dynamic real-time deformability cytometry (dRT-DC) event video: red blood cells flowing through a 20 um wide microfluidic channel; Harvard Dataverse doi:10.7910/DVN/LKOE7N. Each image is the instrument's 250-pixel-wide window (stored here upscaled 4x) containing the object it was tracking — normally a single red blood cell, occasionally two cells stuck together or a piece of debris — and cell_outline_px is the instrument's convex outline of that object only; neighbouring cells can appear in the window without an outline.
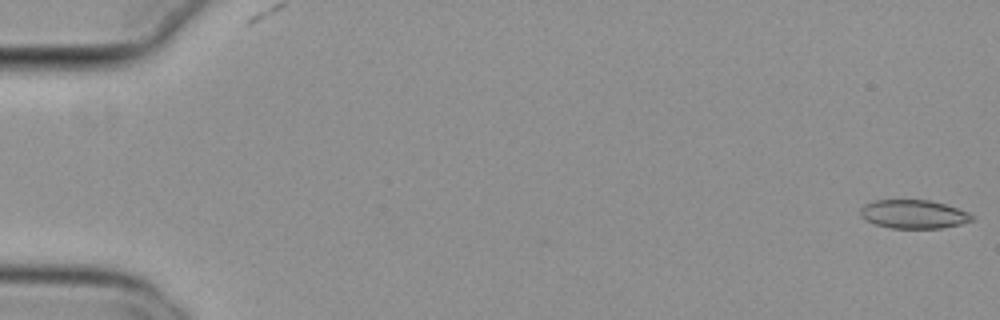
{"species": "common noctule bat (a hibernating species)", "species_latin": "Nyctalus noctula", "temperature_condition": "cold", "stored_images_in_passage": 55, "camera_frame_rate_fps": 3000, "um_per_image_px": 0.085, "animal": {"sex": "female", "body_mass_g": 29.2, "forearm_length_mm": 56.3}, "frame": {"image": 1, "passage_image": 1, "time_ms": 0.0, "image_size_px": [1000, 320], "cell_outline_px": [[976, 220], [960, 224], [940, 228], [892, 228], [876, 224], [860, 216], [860, 208], [864, 204], [876, 200], [928, 200], [944, 204], [968, 212]], "centroid_in_image_um": [77.65, 18.2], "position_along_channel_um": 7.3, "area_um2": 18.44}}
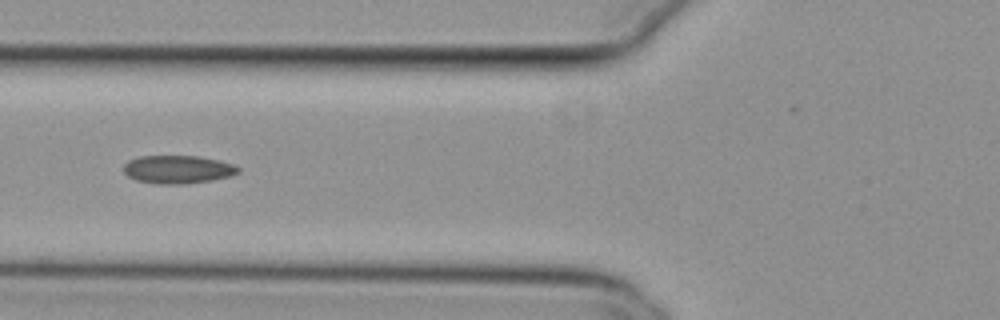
{"frame": {"image": 2, "passage_image": 22, "time_ms": 7.0, "image_size_px": [1000, 320], "cell_outline_px": [[240, 172], [228, 176], [212, 180], [184, 184], [160, 184], [136, 180], [128, 176], [124, 172], [124, 164], [128, 160], [140, 156], [196, 156], [220, 160], [236, 164], [240, 168]], "centroid_in_image_um": [15.13, 14.39], "position_along_channel_um": 110.7, "area_um2": 18.84}}
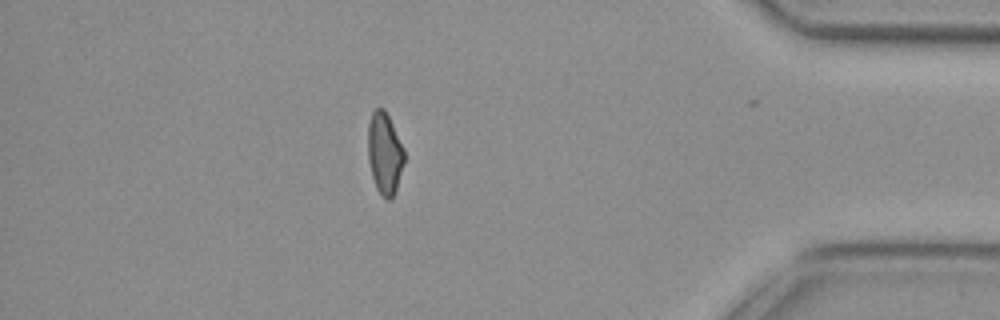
{"frame": {"image": 3, "passage_image": 48, "time_ms": 15.667, "image_size_px": [1000, 320], "cell_outline_px": [[404, 164], [396, 192], [388, 200], [376, 188], [372, 176], [368, 160], [368, 124], [372, 112], [376, 108], [384, 108], [404, 148]], "centroid_in_image_um": [32.69, 13.03], "position_along_channel_um": 402.5, "area_um2": 17.22}, "authors_computed_cell_mechanics": {"area_um2": 18.496, "velocity_mm_per_s": 3.8301, "shape_relaxation_time_tau1_ms": null, "shape_relaxation_time_tau2_ms": 6.6766, "deformation_change_tau1": null, "deformation_change_tau2": 0.1095}}